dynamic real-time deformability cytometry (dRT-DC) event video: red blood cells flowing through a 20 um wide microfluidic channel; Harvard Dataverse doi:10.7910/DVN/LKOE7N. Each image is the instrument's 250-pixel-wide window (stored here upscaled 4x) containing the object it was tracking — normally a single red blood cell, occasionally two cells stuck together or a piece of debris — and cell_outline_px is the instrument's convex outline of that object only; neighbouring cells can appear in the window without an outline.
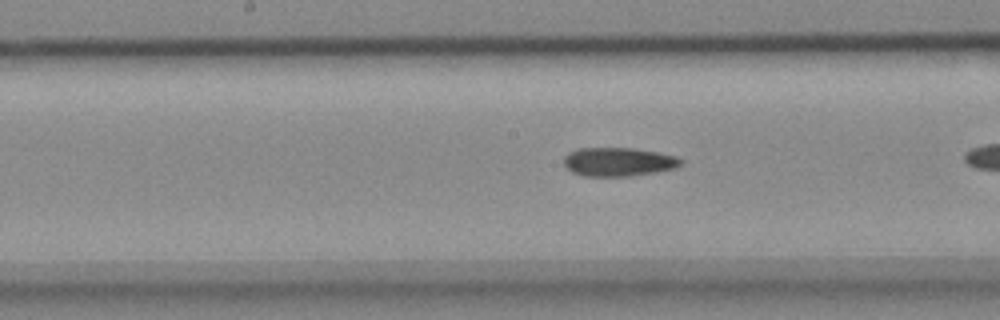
{"species": "common noctule bat (a hibernating species)", "species_latin": "Nyctalus noctula", "temperature_condition": "cold", "stored_images_in_passage": 35, "camera_frame_rate_fps": 3000, "um_per_image_px": 0.085, "animal": {"sex": "female", "body_mass_g": 18.4}, "frame": {"image": 1, "passage_image": 20, "time_ms": 6.333, "image_size_px": [1000, 320], "cell_outline_px": [[684, 160], [676, 168], [656, 172], [632, 176], [584, 176], [572, 172], [564, 164], [564, 156], [568, 152], [576, 148], [632, 148], [656, 152], [676, 156]], "centroid_in_image_um": [52.55, 13.75], "position_along_channel_um": 195.6, "area_um2": 19.65}}
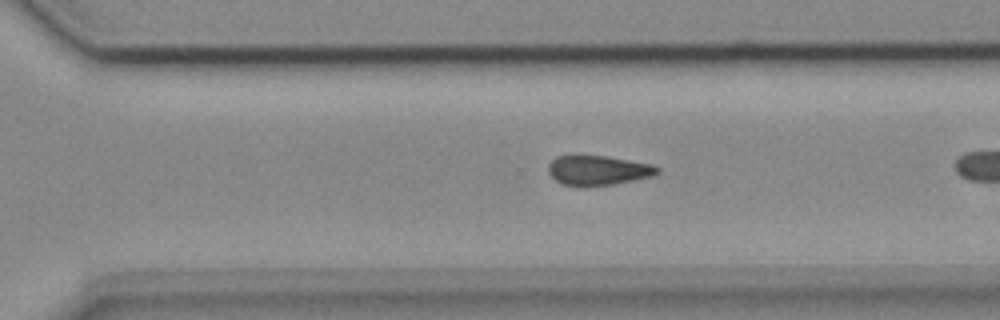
{"frame": {"image": 2, "passage_image": 30, "time_ms": 9.667, "image_size_px": [1000, 320], "cell_outline_px": [[660, 172], [652, 176], [612, 184], [584, 188], [580, 188], [560, 184], [548, 172], [548, 164], [556, 156], [608, 156], [652, 164], [660, 168]], "centroid_in_image_um": [50.81, 14.5], "position_along_channel_um": 319.8, "area_um2": 19.13}}